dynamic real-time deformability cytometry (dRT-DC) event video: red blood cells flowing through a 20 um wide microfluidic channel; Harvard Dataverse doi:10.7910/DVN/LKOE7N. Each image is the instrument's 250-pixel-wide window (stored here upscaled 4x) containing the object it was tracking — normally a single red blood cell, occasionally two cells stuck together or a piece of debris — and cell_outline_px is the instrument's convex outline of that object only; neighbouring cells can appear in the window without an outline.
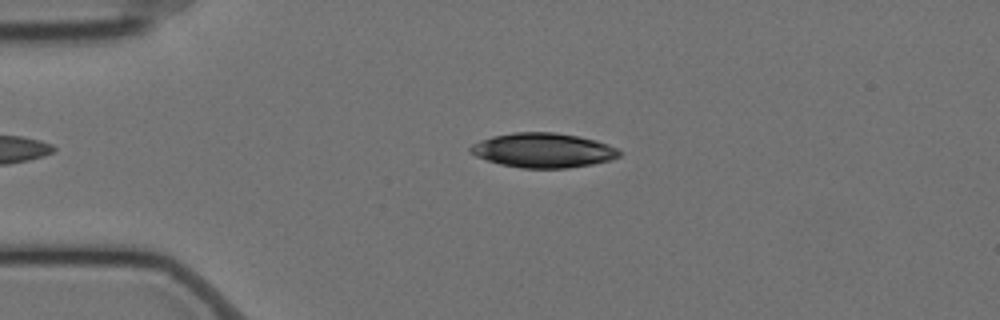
{"species": "Egyptian fruit bat (a non-hibernating species)", "species_latin": "Rousettus aegyptiacus", "temperature_condition": "cold", "stored_images_in_passage": 56, "camera_frame_rate_fps": 3000, "um_per_image_px": 0.085, "animal": {"sex": "female"}, "frame": {"image": 1, "passage_image": 12, "time_ms": 3.667, "image_size_px": [1000, 320], "cell_outline_px": [[624, 152], [620, 156], [612, 160], [592, 164], [568, 168], [520, 168], [500, 164], [476, 156], [468, 152], [468, 148], [472, 144], [480, 140], [492, 136], [512, 132], [556, 132], [596, 140], [608, 144]], "centroid_in_image_um": [46.17, 12.77], "position_along_channel_um": 38.8, "area_um2": 30.23}}
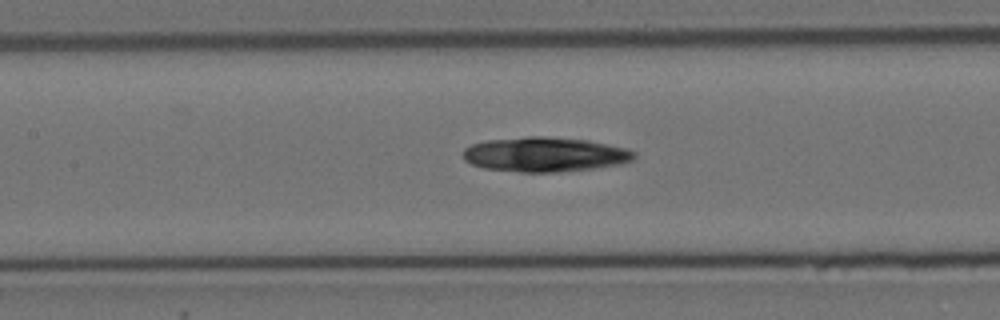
{"frame": {"image": 2, "passage_image": 25, "time_ms": 8.0, "image_size_px": [1000, 320], "cell_outline_px": [[636, 156], [632, 160], [620, 164], [592, 168], [556, 172], [520, 172], [484, 168], [472, 164], [464, 160], [464, 148], [472, 144], [488, 140], [528, 136], [544, 136], [588, 140], [628, 148], [636, 152]], "centroid_in_image_um": [46.33, 13.12], "position_along_channel_um": 161.1, "area_um2": 34.51}}
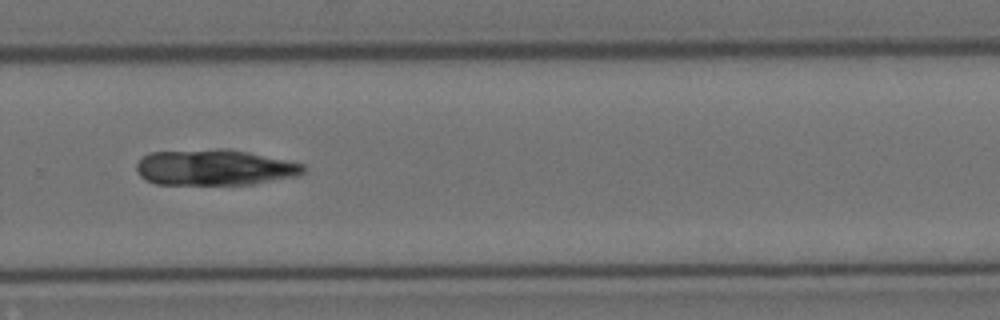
{"frame": {"image": 3, "passage_image": 38, "time_ms": 12.333, "image_size_px": [1000, 320], "cell_outline_px": [[308, 168], [304, 172], [296, 176], [252, 184], [156, 184], [144, 180], [136, 172], [136, 164], [144, 156], [152, 152], [216, 148], [228, 148], [248, 152], [304, 164]], "centroid_in_image_um": [18.22, 14.23], "position_along_channel_um": 311.6, "area_um2": 35.03}}